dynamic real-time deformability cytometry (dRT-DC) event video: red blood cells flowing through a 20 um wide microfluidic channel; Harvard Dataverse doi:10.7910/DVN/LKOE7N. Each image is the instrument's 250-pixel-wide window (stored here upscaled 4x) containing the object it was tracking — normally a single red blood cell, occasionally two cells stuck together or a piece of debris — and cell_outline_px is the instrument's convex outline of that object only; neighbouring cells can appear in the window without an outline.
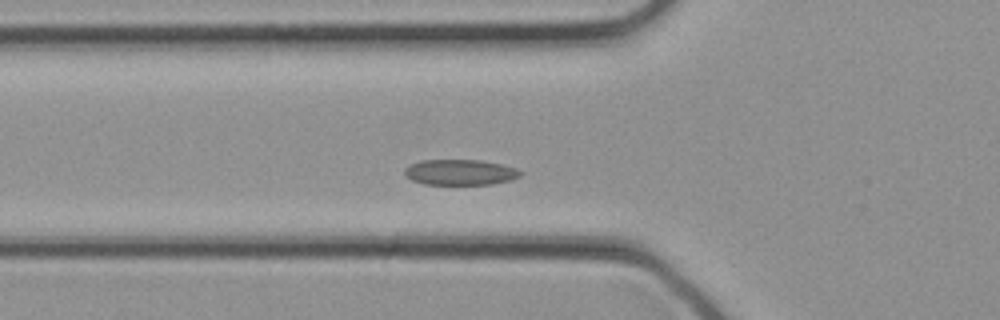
{"species": "common noctule bat (a hibernating species)", "species_latin": "Nyctalus noctula", "temperature_condition": "cold", "stored_images_in_passage": 30, "camera_frame_rate_fps": 3000, "um_per_image_px": 0.085, "animal": {"sex": "female", "body_mass_g": 21.9}, "frame": {"image": 1, "passage_image": 8, "time_ms": 2.333, "image_size_px": [1000, 320], "cell_outline_px": [[524, 172], [520, 176], [512, 180], [492, 184], [424, 184], [412, 180], [404, 176], [404, 168], [420, 160], [480, 160], [500, 164], [516, 168]], "centroid_in_image_um": [39.12, 14.64], "position_along_channel_um": 86.7, "area_um2": 17.34}}
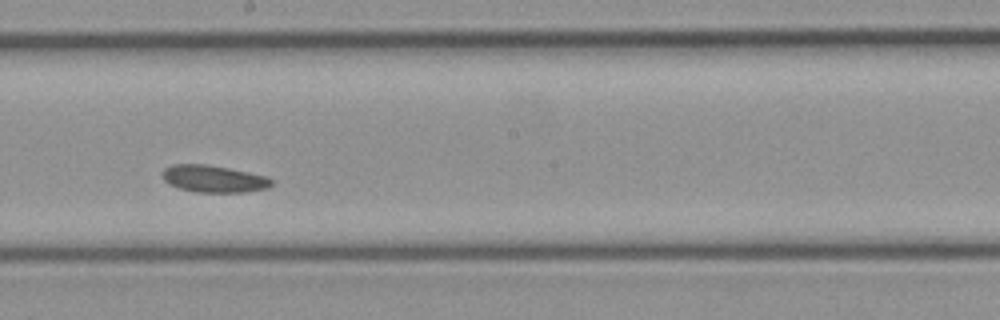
{"frame": {"image": 2, "passage_image": 15, "time_ms": 4.667, "image_size_px": [1000, 320], "cell_outline_px": [[272, 184], [268, 188], [244, 192], [196, 192], [180, 188], [168, 184], [164, 180], [164, 168], [172, 164], [208, 164], [248, 172], [264, 176], [272, 180]], "centroid_in_image_um": [18.15, 15.2], "position_along_channel_um": 230.1, "area_um2": 17.05}}
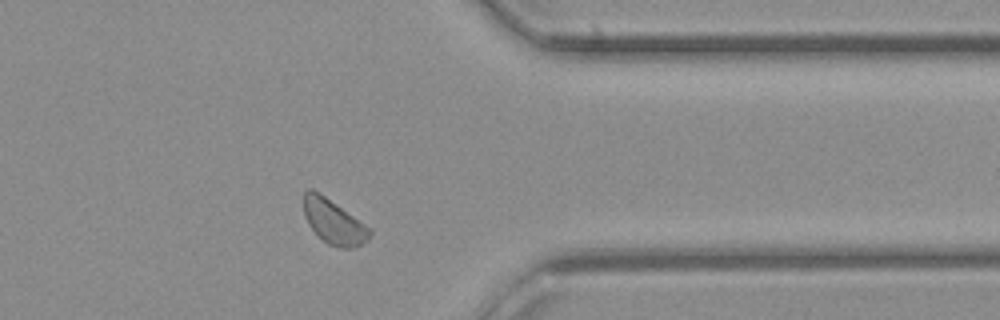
{"frame": {"image": 3, "passage_image": 23, "time_ms": 7.333, "image_size_px": [1000, 320], "cell_outline_px": [[372, 232], [368, 240], [356, 248], [340, 248], [328, 244], [308, 224], [304, 216], [304, 192], [308, 188], [312, 188], [320, 192], [372, 228]], "centroid_in_image_um": [28.39, 18.83], "position_along_channel_um": 383.0, "area_um2": 17.34}}